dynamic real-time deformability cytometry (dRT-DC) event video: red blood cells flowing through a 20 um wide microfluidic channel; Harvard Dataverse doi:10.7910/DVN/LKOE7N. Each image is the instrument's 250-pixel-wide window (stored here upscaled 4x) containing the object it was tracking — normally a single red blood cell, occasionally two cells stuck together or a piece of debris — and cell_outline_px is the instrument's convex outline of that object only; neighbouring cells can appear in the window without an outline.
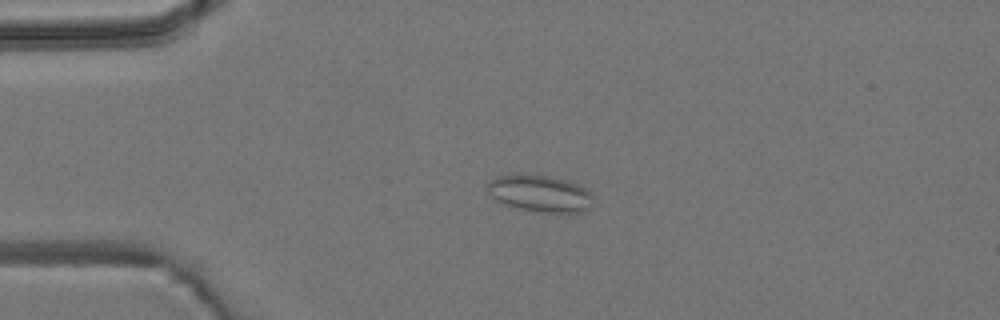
{"species": "common noctule bat (a hibernating species)", "species_latin": "Nyctalus noctula", "temperature_condition": "room temperature", "stored_images_in_passage": 3, "camera_frame_rate_fps": 3000, "um_per_image_px": 0.085, "animal": {"sex": "male", "body_mass_g": 19.2, "forearm_length_mm": 51.8}, "frame": {"image": 1, "passage_image": 2, "time_ms": 0.333, "image_size_px": [1000, 320], "cell_outline_px": [[592, 208], [576, 216], [536, 212], [504, 204], [496, 200], [488, 192], [484, 184], [496, 176], [548, 176], [564, 180], [576, 184], [592, 192]], "centroid_in_image_um": [45.97, 16.53], "position_along_channel_um": 39.0, "area_um2": 23.06}}